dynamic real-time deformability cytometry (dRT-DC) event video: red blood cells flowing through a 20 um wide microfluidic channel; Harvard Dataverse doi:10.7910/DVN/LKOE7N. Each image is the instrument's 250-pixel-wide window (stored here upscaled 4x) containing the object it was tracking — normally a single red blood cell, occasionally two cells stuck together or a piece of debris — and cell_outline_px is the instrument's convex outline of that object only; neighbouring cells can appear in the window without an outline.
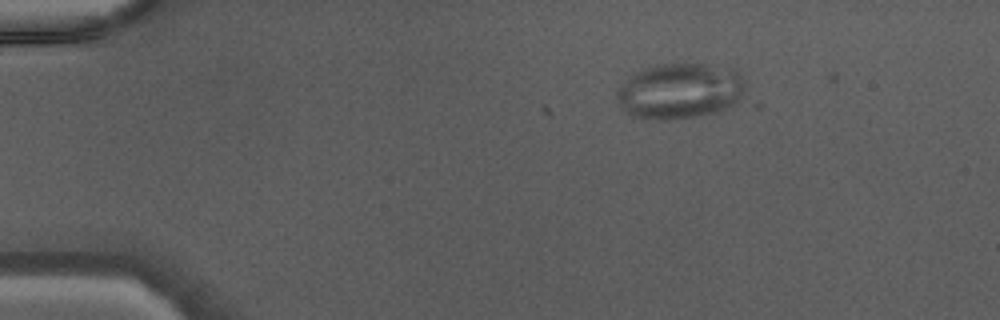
{"species": "Egyptian fruit bat (a non-hibernating species)", "species_latin": "Rousettus aegyptiacus", "temperature_condition": "warm", "stored_images_in_passage": 8, "camera_frame_rate_fps": 3000, "um_per_image_px": 0.085, "animal": {"sex": "male"}, "frame": {"image": 1, "passage_image": 1, "time_ms": 0.0, "image_size_px": [1000, 320], "cell_outline_px": [[744, 84], [740, 100], [724, 108], [712, 112], [692, 116], [664, 120], [656, 120], [632, 116], [624, 112], [620, 108], [616, 96], [616, 92], [628, 76], [644, 68], [656, 64], [704, 64], [736, 68]], "centroid_in_image_um": [57.73, 7.72], "position_along_channel_um": 27.3, "area_um2": 41.5}}